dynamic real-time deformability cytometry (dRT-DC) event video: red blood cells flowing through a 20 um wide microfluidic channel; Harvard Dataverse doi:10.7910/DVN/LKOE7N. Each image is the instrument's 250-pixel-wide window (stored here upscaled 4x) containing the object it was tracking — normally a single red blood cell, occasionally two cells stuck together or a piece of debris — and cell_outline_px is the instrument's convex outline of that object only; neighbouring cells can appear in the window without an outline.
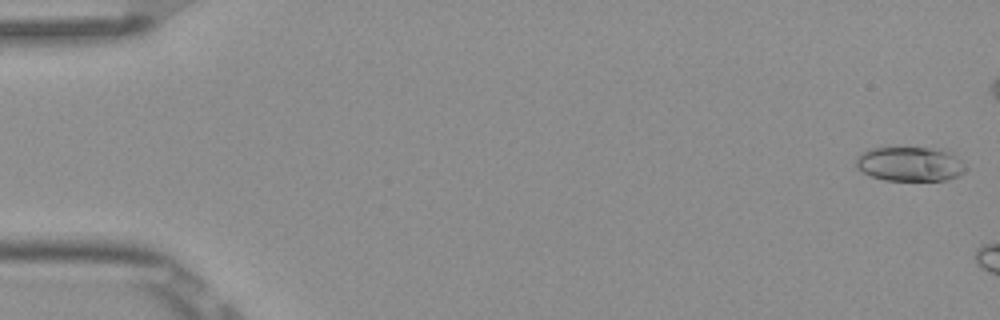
{"species": "Egyptian fruit bat (a non-hibernating species)", "species_latin": "Rousettus aegyptiacus", "temperature_condition": "room temperature", "stored_images_in_passage": 3, "camera_frame_rate_fps": 3000, "um_per_image_px": 0.085, "frame": {"image": 1, "passage_image": 1, "time_ms": 0.0, "image_size_px": [1000, 320], "cell_outline_px": [[968, 168], [960, 176], [948, 180], [884, 180], [860, 172], [856, 168], [856, 156], [860, 152], [868, 148], [944, 148], [952, 152]], "centroid_in_image_um": [77.35, 13.93], "position_along_channel_um": 7.6, "area_um2": 22.48}}